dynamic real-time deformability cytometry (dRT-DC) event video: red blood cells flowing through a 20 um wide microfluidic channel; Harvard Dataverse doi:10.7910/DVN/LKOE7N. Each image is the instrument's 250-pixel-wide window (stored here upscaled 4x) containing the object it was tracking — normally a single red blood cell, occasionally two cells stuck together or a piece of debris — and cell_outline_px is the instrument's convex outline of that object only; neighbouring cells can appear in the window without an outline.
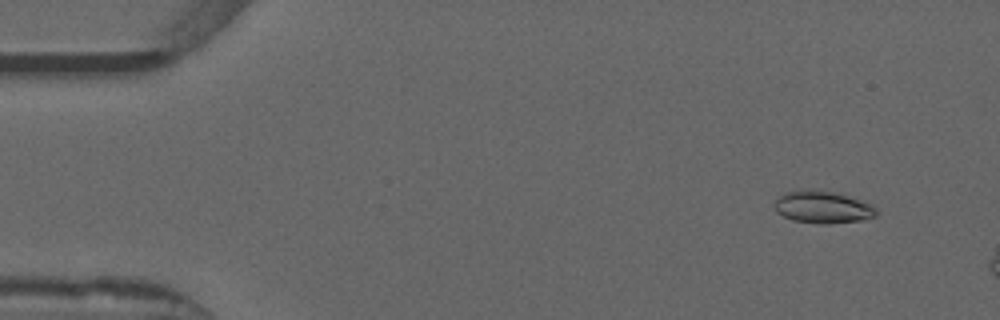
{"species": "common noctule bat (a hibernating species)", "species_latin": "Nyctalus noctula", "temperature_condition": "warm", "stored_images_in_passage": 10, "camera_frame_rate_fps": 3000, "um_per_image_px": 0.085, "animal": {"sex": "male", "forearm_length_mm": 52.5}, "frame": {"image": 1, "passage_image": 4, "time_ms": 1.0, "image_size_px": [1000, 320], "cell_outline_px": [[876, 216], [864, 220], [828, 224], [820, 224], [792, 220], [776, 212], [772, 204], [784, 192], [800, 188], [812, 188], [832, 192], [848, 196], [872, 204], [876, 208]], "centroid_in_image_um": [69.89, 17.59], "position_along_channel_um": 15.1, "area_um2": 19.54}}